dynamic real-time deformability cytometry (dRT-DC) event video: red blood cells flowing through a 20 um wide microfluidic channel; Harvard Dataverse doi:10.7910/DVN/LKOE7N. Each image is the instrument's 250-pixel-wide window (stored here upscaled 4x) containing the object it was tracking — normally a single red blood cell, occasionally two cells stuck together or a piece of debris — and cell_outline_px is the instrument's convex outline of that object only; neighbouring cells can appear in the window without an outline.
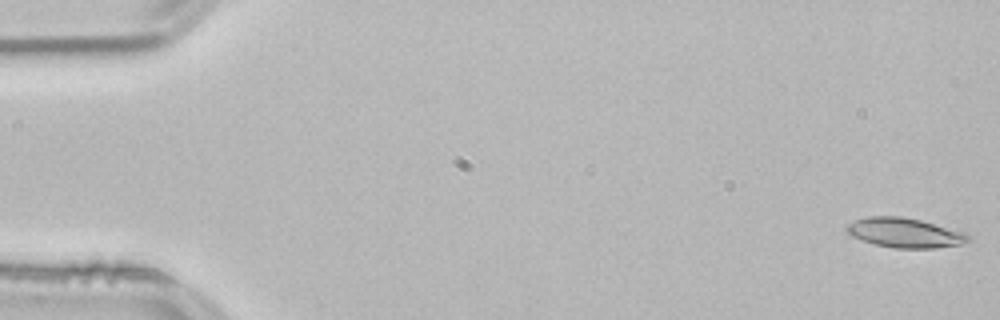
{"species": "common noctule bat (a hibernating species)", "species_latin": "Nyctalus noctula", "temperature_condition": "room temperature", "stored_images_in_passage": 53, "camera_frame_rate_fps": 3000, "um_per_image_px": 0.085, "animal": {"sex": "male", "body_mass_g": 21.5, "forearm_length_mm": 52.0}, "frame": {"image": 1, "passage_image": 1, "time_ms": 0.0, "image_size_px": [1000, 320], "cell_outline_px": [[972, 240], [960, 244], [936, 248], [896, 248], [876, 244], [852, 236], [844, 228], [848, 224], [856, 220], [868, 216], [900, 216], [920, 220], [968, 232]], "centroid_in_image_um": [76.97, 19.78], "position_along_channel_um": 8.0, "area_um2": 20.98}}
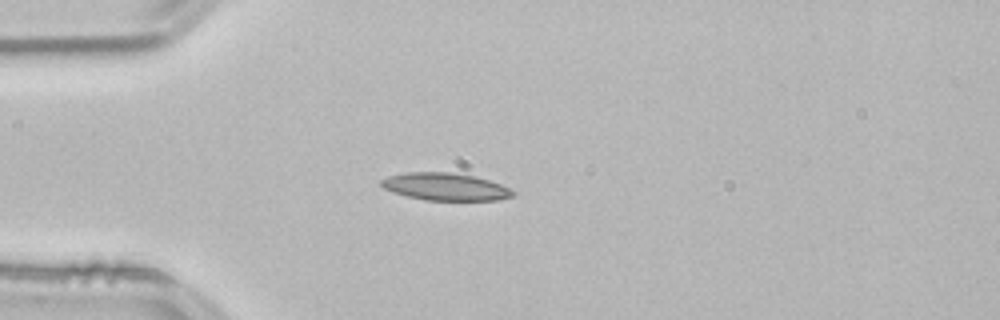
{"frame": {"image": 2, "passage_image": 14, "time_ms": 4.333, "image_size_px": [1000, 320], "cell_outline_px": [[516, 192], [512, 196], [496, 200], [424, 200], [392, 192], [384, 188], [380, 184], [380, 180], [388, 176], [404, 172], [448, 172], [476, 176], [500, 184]], "centroid_in_image_um": [37.82, 15.86], "position_along_channel_um": 47.2, "area_um2": 20.98}}
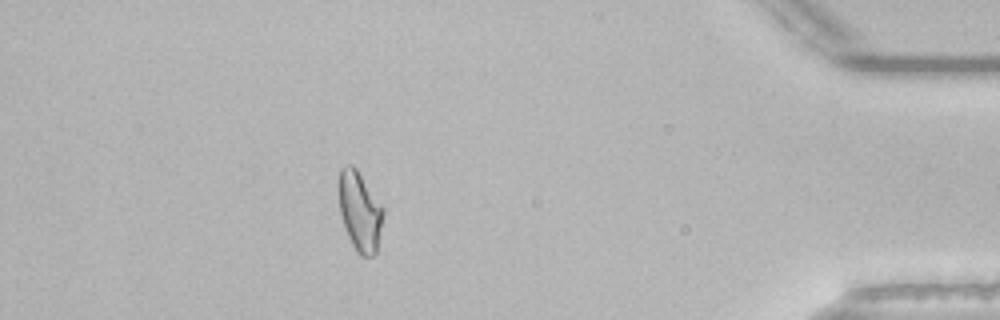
{"frame": {"image": 3, "passage_image": 47, "time_ms": 15.333, "image_size_px": [1000, 320], "cell_outline_px": [[384, 212], [376, 252], [372, 256], [360, 256], [356, 252], [348, 236], [340, 212], [340, 168], [348, 164], [352, 164], [356, 168], [384, 208]], "centroid_in_image_um": [30.6, 17.97], "position_along_channel_um": 404.6, "area_um2": 20.17}, "authors_computed_cell_mechanics": {"area_um2": 20.1722, "velocity_mm_per_s": 3.8313, "shape_relaxation_time_tau1_ms": null, "shape_relaxation_time_tau2_ms": 5.5337, "deformation_change_tau1": null, "deformation_change_tau2": 0.142}}